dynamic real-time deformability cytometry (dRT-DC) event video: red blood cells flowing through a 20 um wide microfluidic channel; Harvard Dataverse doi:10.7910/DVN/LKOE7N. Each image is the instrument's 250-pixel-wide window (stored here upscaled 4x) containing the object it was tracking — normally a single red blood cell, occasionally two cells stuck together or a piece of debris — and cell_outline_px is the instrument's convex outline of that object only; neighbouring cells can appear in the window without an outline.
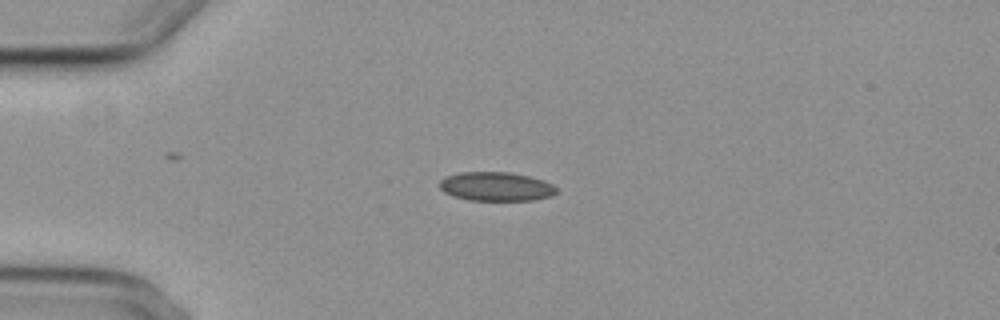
{"species": "common noctule bat (a hibernating species)", "species_latin": "Nyctalus noctula", "temperature_condition": "cold", "stored_images_in_passage": 5, "camera_frame_rate_fps": 3000, "um_per_image_px": 0.085, "animal": {"sex": "female", "body_mass_g": 29.2, "forearm_length_mm": 56.3}, "frame": {"image": 1, "passage_image": 4, "time_ms": 3.667, "image_size_px": [1000, 320], "cell_outline_px": [[556, 192], [552, 196], [536, 200], [468, 200], [452, 196], [444, 192], [436, 184], [444, 176], [460, 172], [508, 172], [528, 176], [544, 180], [552, 184], [556, 188]], "centroid_in_image_um": [42.12, 15.85], "position_along_channel_um": 42.9, "area_um2": 19.94}}